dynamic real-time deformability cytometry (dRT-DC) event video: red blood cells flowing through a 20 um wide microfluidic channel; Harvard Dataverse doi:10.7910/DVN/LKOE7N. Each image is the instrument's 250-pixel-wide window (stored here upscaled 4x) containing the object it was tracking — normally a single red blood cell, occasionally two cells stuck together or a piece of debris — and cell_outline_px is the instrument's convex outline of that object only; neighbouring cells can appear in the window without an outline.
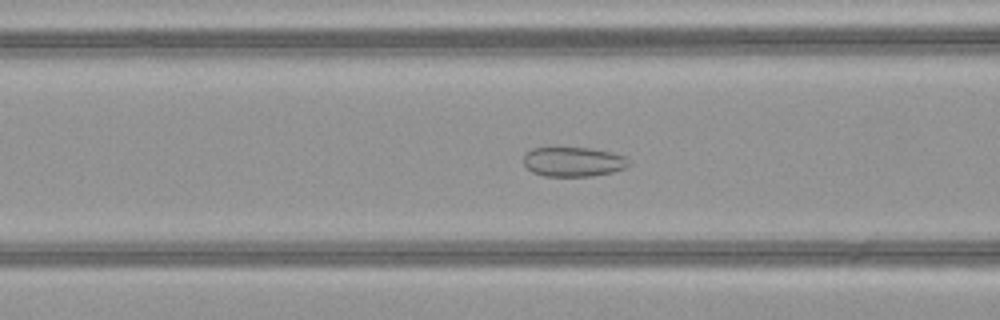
{"species": "common noctule bat (a hibernating species)", "species_latin": "Nyctalus noctula", "temperature_condition": "warm", "stored_images_in_passage": 51, "camera_frame_rate_fps": 3000, "um_per_image_px": 0.085, "animal": {"sex": "female", "body_mass_g": 21.9}, "frame": {"image": 1, "passage_image": 21, "time_ms": 6.667, "image_size_px": [1000, 320], "cell_outline_px": [[632, 164], [624, 168], [612, 172], [592, 176], [544, 176], [532, 172], [524, 164], [524, 152], [532, 148], [592, 148], [612, 152], [624, 156]], "centroid_in_image_um": [48.73, 13.75], "position_along_channel_um": 117.9, "area_um2": 18.21}}
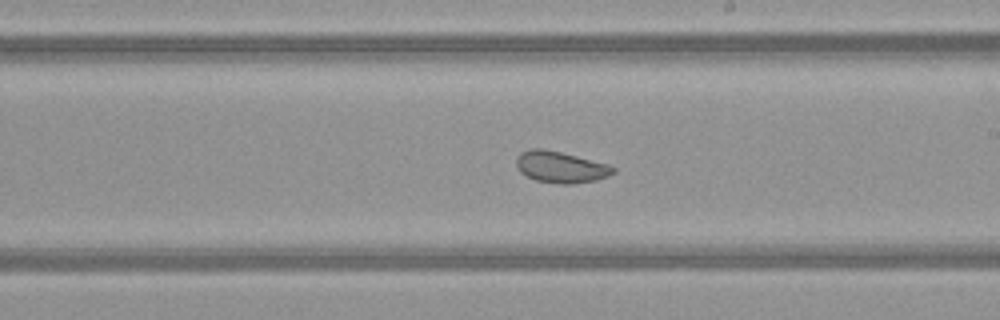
{"frame": {"image": 2, "passage_image": 30, "time_ms": 9.667, "image_size_px": [1000, 320], "cell_outline_px": [[616, 172], [608, 176], [596, 180], [572, 184], [560, 184], [536, 180], [520, 172], [516, 164], [516, 156], [520, 152], [532, 148], [544, 148], [608, 164], [616, 168]], "centroid_in_image_um": [47.65, 14.19], "position_along_channel_um": 241.3, "area_um2": 17.74}}
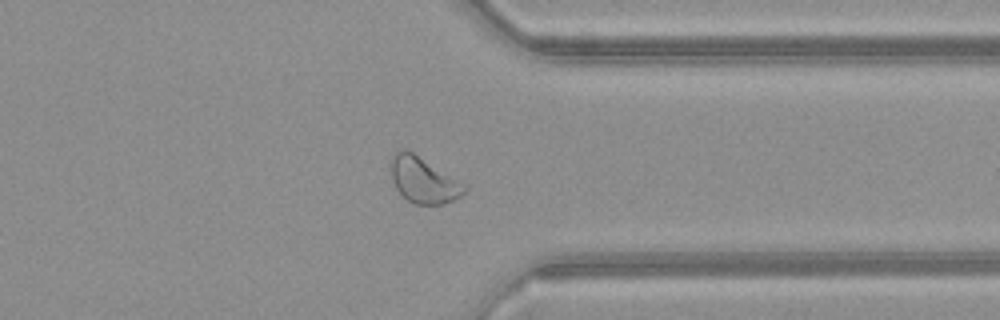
{"frame": {"image": 3, "passage_image": 40, "time_ms": 13.0, "image_size_px": [1000, 320], "cell_outline_px": [[468, 188], [460, 196], [444, 204], [416, 204], [408, 200], [396, 188], [392, 180], [392, 156], [400, 148], [404, 148], [412, 152], [468, 184]], "centroid_in_image_um": [36.04, 15.3], "position_along_channel_um": 375.4, "area_um2": 19.59}, "authors_computed_cell_mechanics": {"area_um2": 22.3108, "velocity_mm_per_s": 4.1065, "shape_relaxation_time_tau1_ms": null, "shape_relaxation_time_tau2_ms": 1.4261, "deformation_change_tau1": null, "deformation_change_tau2": 0.0699}}